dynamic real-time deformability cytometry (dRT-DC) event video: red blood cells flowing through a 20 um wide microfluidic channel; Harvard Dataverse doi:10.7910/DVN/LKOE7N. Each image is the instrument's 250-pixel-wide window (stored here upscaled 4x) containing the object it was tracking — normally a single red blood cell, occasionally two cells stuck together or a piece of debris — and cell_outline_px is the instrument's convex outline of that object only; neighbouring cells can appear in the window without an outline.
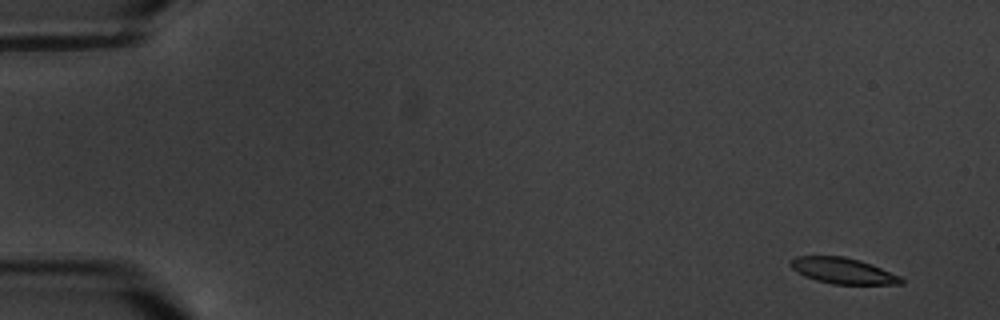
{"species": "common noctule bat (a hibernating species)", "species_latin": "Nyctalus noctula", "temperature_condition": "warm", "stored_images_in_passage": 7, "camera_frame_rate_fps": 3000, "um_per_image_px": 0.085, "animal": {"sex": "male", "body_mass_g": 20.1, "forearm_length_mm": 53.5}, "frame": {"image": 1, "passage_image": 1, "time_ms": 0.0, "image_size_px": [1000, 320], "cell_outline_px": [[904, 284], [832, 284], [816, 280], [804, 276], [792, 268], [788, 264], [796, 256], [844, 256], [860, 260], [900, 276], [904, 280]], "centroid_in_image_um": [71.64, 23.02], "position_along_channel_um": 13.4, "area_um2": 16.59}}